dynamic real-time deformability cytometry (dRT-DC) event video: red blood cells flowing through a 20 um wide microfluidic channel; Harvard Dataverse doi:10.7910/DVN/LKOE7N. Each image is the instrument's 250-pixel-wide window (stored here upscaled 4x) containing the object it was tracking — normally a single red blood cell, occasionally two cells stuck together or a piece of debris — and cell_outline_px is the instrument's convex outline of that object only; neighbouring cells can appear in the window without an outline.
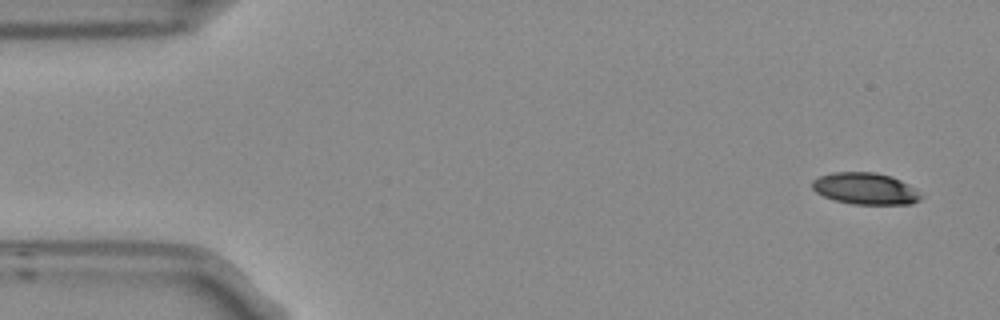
{"species": "Egyptian fruit bat (a non-hibernating species)", "species_latin": "Rousettus aegyptiacus", "temperature_condition": "room temperature", "stored_images_in_passage": 5, "camera_frame_rate_fps": 3000, "um_per_image_px": 0.085, "frame": {"image": 1, "passage_image": 1, "time_ms": 0.0, "image_size_px": [1000, 320], "cell_outline_px": [[924, 196], [920, 200], [912, 204], [852, 204], [836, 200], [824, 196], [816, 192], [812, 188], [812, 180], [820, 176], [832, 172], [876, 172], [892, 176], [908, 184]], "centroid_in_image_um": [73.57, 16.03], "position_along_channel_um": 11.4, "area_um2": 20.11}}
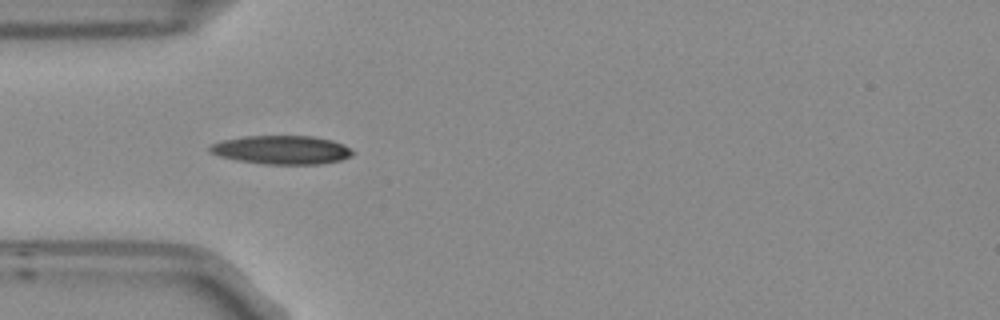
{"frame": {"image": 2, "passage_image": 4, "time_ms": 1.0, "image_size_px": [1000, 320], "cell_outline_px": [[356, 152], [352, 156], [340, 160], [320, 164], [264, 164], [236, 160], [220, 156], [212, 152], [208, 148], [212, 144], [224, 140], [244, 136], [312, 136], [332, 140], [344, 144]], "centroid_in_image_um": [23.99, 12.74], "position_along_channel_um": 61.0, "area_um2": 23.81}}